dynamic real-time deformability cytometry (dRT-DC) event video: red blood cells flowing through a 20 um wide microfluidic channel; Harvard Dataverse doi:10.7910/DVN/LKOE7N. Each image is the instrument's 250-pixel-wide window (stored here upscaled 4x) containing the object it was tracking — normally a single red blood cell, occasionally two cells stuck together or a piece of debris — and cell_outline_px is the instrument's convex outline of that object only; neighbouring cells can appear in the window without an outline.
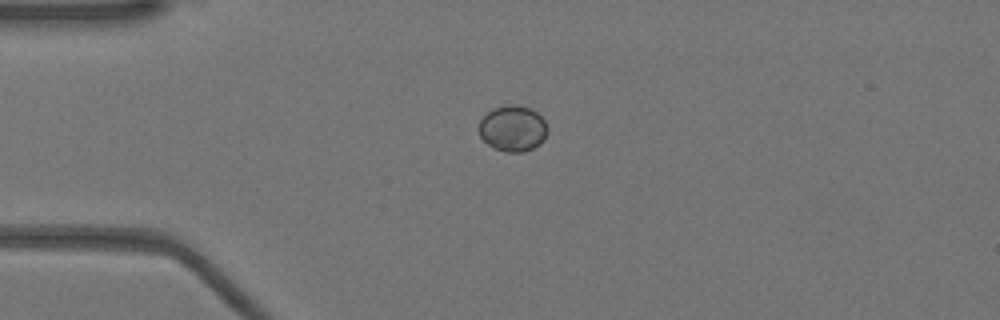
{"species": "Egyptian fruit bat (a non-hibernating species)", "species_latin": "Rousettus aegyptiacus", "temperature_condition": "warm", "stored_images_in_passage": 13, "camera_frame_rate_fps": 3000, "um_per_image_px": 0.085, "animal": {"sex": "female"}, "frame": {"image": 1, "passage_image": 1, "time_ms": 0.0, "image_size_px": [1000, 320], "cell_outline_px": [[548, 132], [544, 140], [540, 144], [532, 148], [520, 152], [508, 152], [492, 148], [480, 136], [480, 120], [492, 108], [508, 104], [516, 104], [532, 108], [544, 120], [548, 128]], "centroid_in_image_um": [43.61, 10.9], "position_along_channel_um": 41.4, "area_um2": 18.44}}
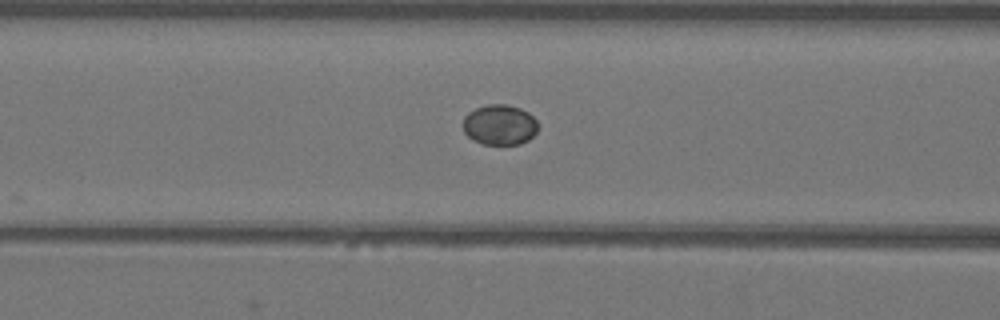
{"frame": {"image": 2, "passage_image": 9, "time_ms": 2.667, "image_size_px": [1000, 320], "cell_outline_px": [[536, 132], [528, 140], [520, 144], [480, 144], [472, 140], [464, 132], [464, 116], [468, 112], [476, 108], [488, 104], [508, 104], [520, 108], [528, 112], [536, 120]], "centroid_in_image_um": [42.45, 10.6], "position_along_channel_um": 124.2, "area_um2": 17.63}}
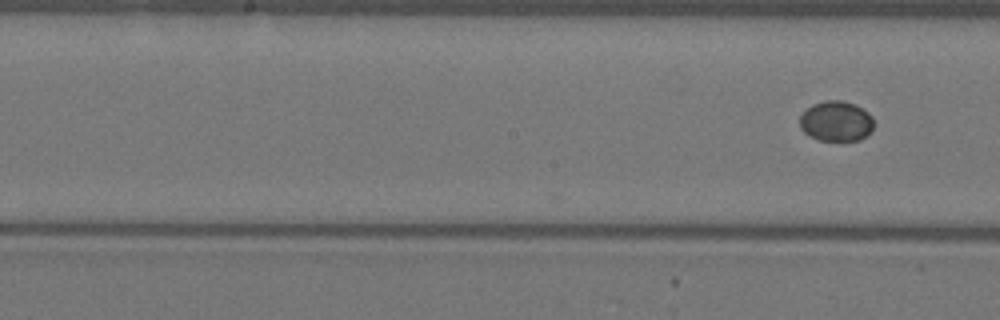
{"frame": {"image": 3, "passage_image": 13, "time_ms": 4.0, "image_size_px": [1000, 320], "cell_outline_px": [[872, 132], [860, 140], [820, 140], [808, 136], [800, 128], [800, 116], [812, 104], [828, 100], [844, 100], [868, 112], [872, 116]], "centroid_in_image_um": [71.06, 10.31], "position_along_channel_um": 177.1, "area_um2": 17.28}}